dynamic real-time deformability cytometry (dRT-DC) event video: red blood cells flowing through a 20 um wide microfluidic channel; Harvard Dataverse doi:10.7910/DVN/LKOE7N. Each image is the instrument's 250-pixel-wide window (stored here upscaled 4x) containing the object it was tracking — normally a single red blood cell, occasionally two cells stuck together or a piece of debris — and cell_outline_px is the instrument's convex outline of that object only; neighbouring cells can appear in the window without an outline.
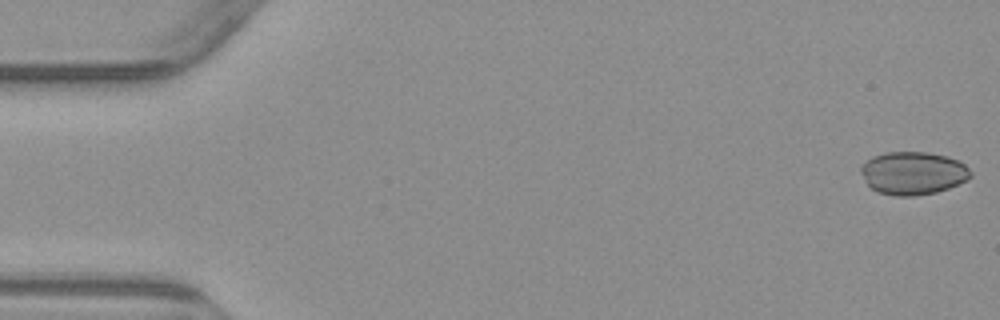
{"species": "common noctule bat (a hibernating species)", "species_latin": "Nyctalus noctula", "temperature_condition": "warm", "stored_images_in_passage": 4, "camera_frame_rate_fps": 3000, "um_per_image_px": 0.085, "animal": {"sex": "male", "body_mass_g": 23.1, "forearm_length_mm": 52.7}, "frame": {"image": 1, "passage_image": 1, "time_ms": 0.0, "image_size_px": [1000, 320], "cell_outline_px": [[972, 176], [968, 180], [948, 188], [936, 192], [912, 196], [896, 196], [876, 192], [868, 184], [860, 172], [860, 168], [872, 156], [884, 152], [928, 152], [948, 156], [964, 164], [972, 172]], "centroid_in_image_um": [77.62, 14.71], "position_along_channel_um": 7.4, "area_um2": 27.51}}
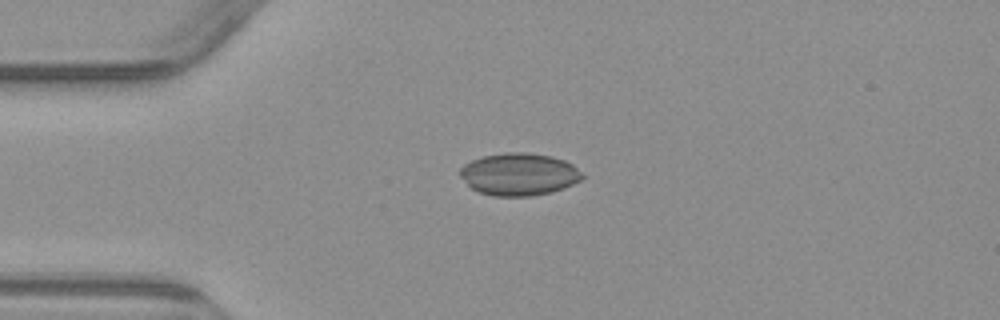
{"frame": {"image": 2, "passage_image": 4, "time_ms": 4.0, "image_size_px": [1000, 320], "cell_outline_px": [[584, 176], [580, 180], [564, 188], [552, 192], [532, 196], [492, 196], [476, 192], [460, 176], [460, 168], [464, 164], [472, 160], [484, 156], [504, 152], [524, 152], [552, 156], [564, 160], [572, 164]], "centroid_in_image_um": [44.1, 14.82], "position_along_channel_um": 40.9, "area_um2": 30.23}}